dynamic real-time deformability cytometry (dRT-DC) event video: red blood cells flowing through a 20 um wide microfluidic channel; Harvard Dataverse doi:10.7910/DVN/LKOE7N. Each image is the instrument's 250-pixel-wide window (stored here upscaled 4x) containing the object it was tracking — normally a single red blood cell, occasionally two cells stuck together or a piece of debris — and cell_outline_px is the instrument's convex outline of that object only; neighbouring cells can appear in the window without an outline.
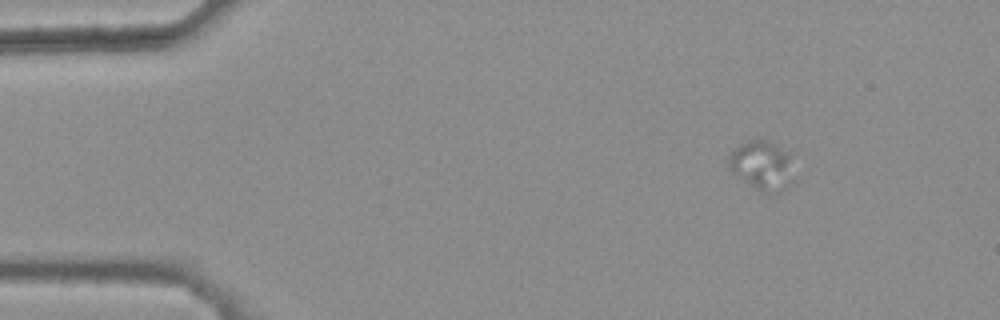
{"species": "common noctule bat (a hibernating species)", "species_latin": "Nyctalus noctula", "temperature_condition": "warm", "stored_images_in_passage": 41, "camera_frame_rate_fps": 3000, "um_per_image_px": 0.085, "animal": {"sex": "female", "body_mass_g": 25.1}, "frame": {"image": 1, "passage_image": 1, "time_ms": 0.0, "image_size_px": [1000, 320], "cell_outline_px": [[788, 156], [784, 188], [780, 192], [768, 196], [760, 192], [732, 172], [728, 168], [728, 152], [740, 144], [748, 140], [764, 140], [788, 152]], "centroid_in_image_um": [64.59, 14.06], "position_along_channel_um": 20.4, "area_um2": 17.69}}
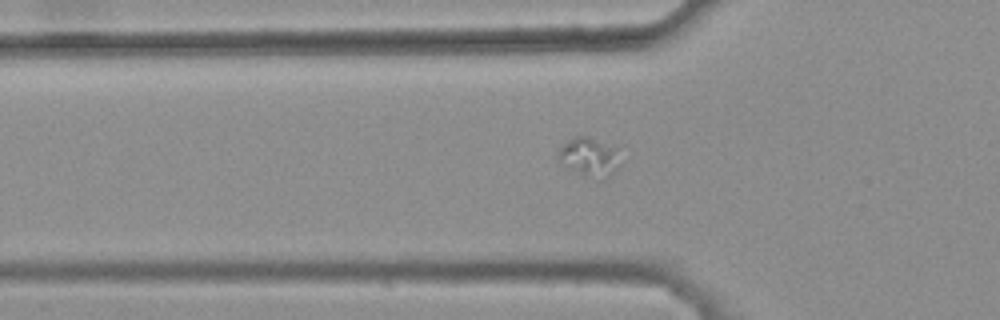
{"frame": {"image": 2, "passage_image": 12, "time_ms": 3.667, "image_size_px": [1000, 320], "cell_outline_px": [[620, 168], [596, 184], [556, 160], [556, 156], [560, 148], [572, 136], [588, 136], [616, 148], [620, 164]], "centroid_in_image_um": [50.08, 13.42], "position_along_channel_um": 75.7, "area_um2": 14.57}}
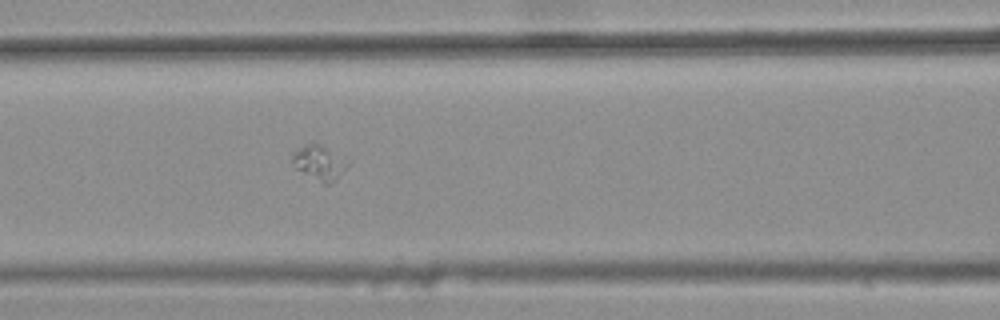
{"frame": {"image": 3, "passage_image": 17, "time_ms": 5.333, "image_size_px": [1000, 320], "cell_outline_px": [[352, 160], [348, 168], [336, 180], [328, 184], [324, 184], [296, 168], [292, 160], [292, 152], [312, 140]], "centroid_in_image_um": [27.22, 13.79], "position_along_channel_um": 139.4, "area_um2": 11.56}}